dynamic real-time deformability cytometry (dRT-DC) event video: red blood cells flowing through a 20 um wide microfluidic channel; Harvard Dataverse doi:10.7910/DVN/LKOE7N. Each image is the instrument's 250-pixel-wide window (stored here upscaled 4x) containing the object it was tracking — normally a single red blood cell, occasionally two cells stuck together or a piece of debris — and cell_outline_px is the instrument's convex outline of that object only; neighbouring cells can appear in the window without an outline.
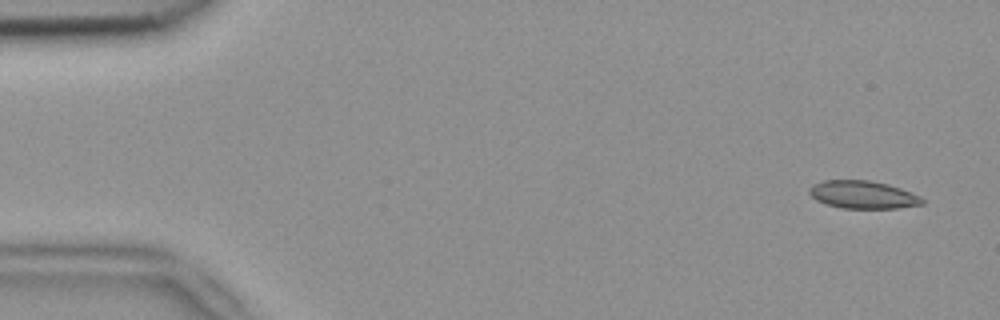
{"species": "common noctule bat (a hibernating species)", "species_latin": "Nyctalus noctula", "temperature_condition": "room temperature", "stored_images_in_passage": 4, "camera_frame_rate_fps": 3000, "um_per_image_px": 0.085, "animal": {"sex": "female", "body_mass_g": 18.4}, "frame": {"image": 1, "passage_image": 1, "time_ms": 0.0, "image_size_px": [1000, 320], "cell_outline_px": [[924, 204], [896, 208], [840, 208], [816, 200], [808, 192], [808, 188], [812, 184], [824, 180], [868, 180], [888, 184], [900, 188], [920, 196], [924, 200]], "centroid_in_image_um": [73.33, 16.54], "position_along_channel_um": 11.7, "area_um2": 18.26}}
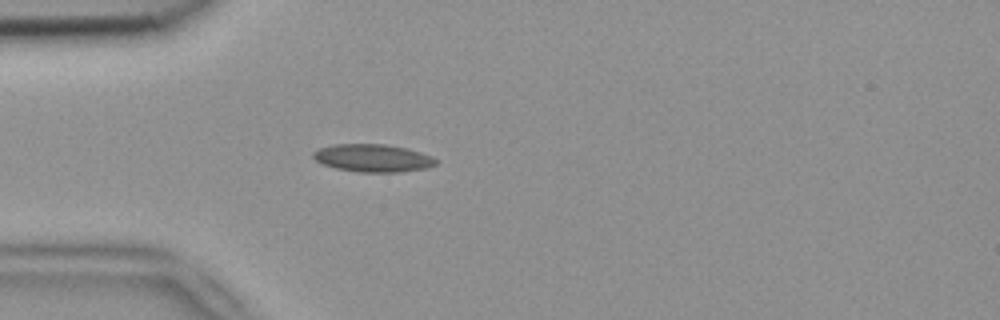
{"frame": {"image": 2, "passage_image": 4, "time_ms": 1.0, "image_size_px": [1000, 320], "cell_outline_px": [[436, 164], [424, 168], [400, 172], [360, 172], [336, 168], [324, 164], [316, 160], [312, 156], [312, 152], [320, 148], [336, 144], [384, 144], [408, 148], [432, 156], [436, 160]], "centroid_in_image_um": [31.69, 13.43], "position_along_channel_um": 53.3, "area_um2": 19.65}}